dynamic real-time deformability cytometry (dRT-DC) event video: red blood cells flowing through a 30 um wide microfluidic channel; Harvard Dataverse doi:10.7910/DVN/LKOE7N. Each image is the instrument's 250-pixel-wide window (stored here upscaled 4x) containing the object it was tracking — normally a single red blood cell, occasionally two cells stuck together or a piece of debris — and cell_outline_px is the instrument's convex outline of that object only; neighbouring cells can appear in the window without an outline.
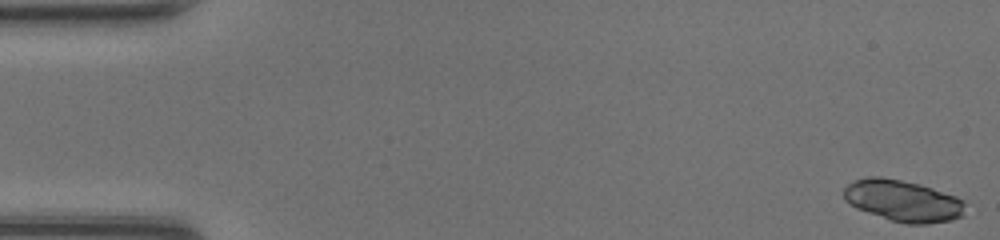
{"species": "common noctule bat (a hibernating species)", "species_latin": "Nyctalus noctula", "temperature_condition": "room temperature", "stored_images_in_passage": 47, "segment_of_instrument_passage": [1, 2], "camera_frame_rate_fps": 3000, "um_per_image_px": 0.085, "animal": {"sex": "female", "body_mass_g": 20.0, "forearm_length_mm": 54.0}, "frame": {"image": 1, "passage_image": 1, "time_ms": 0.0, "image_size_px": [1000, 240], "cell_outline_px": [[964, 216], [952, 220], [924, 224], [908, 224], [892, 220], [856, 208], [844, 200], [844, 188], [852, 180], [868, 176], [880, 176], [920, 184], [956, 196], [964, 200]], "centroid_in_image_um": [76.75, 17.05], "position_along_channel_um": 8.3, "area_um2": 29.36}}
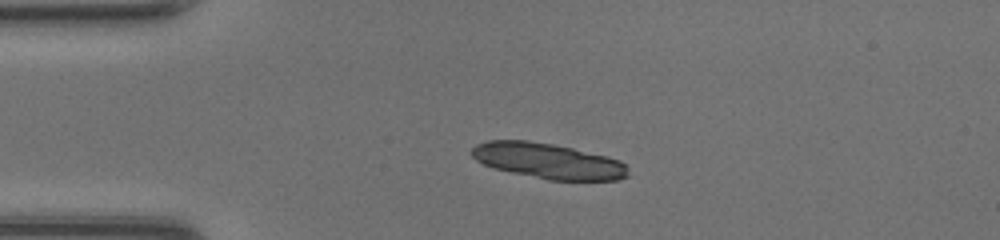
{"frame": {"image": 2, "passage_image": 11, "time_ms": 3.333, "image_size_px": [1000, 240], "cell_outline_px": [[628, 176], [616, 180], [548, 180], [512, 172], [496, 168], [484, 164], [476, 160], [468, 152], [476, 144], [488, 140], [528, 140], [552, 144], [572, 148], [608, 156], [620, 160], [628, 168]], "centroid_in_image_um": [46.58, 13.67], "position_along_channel_um": 38.4, "area_um2": 32.31}}